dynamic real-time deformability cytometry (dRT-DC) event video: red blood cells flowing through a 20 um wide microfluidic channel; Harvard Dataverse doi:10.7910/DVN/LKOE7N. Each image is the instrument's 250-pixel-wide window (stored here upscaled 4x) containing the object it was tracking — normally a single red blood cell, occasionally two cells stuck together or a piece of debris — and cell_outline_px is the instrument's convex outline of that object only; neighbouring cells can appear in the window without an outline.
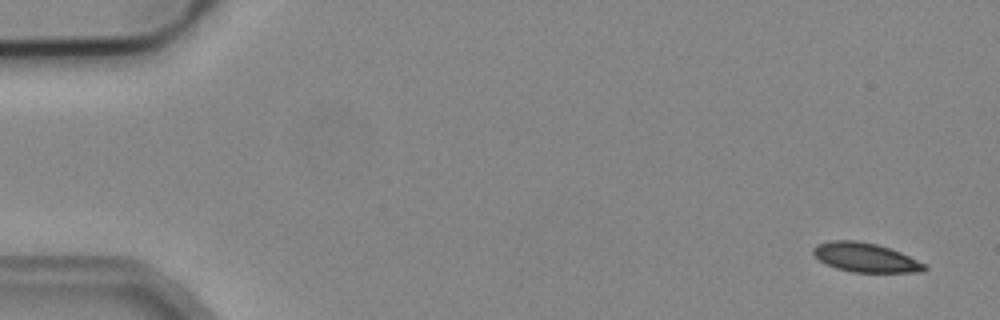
{"species": "common noctule bat (a hibernating species)", "species_latin": "Nyctalus noctula", "temperature_condition": "cold", "stored_images_in_passage": 4, "camera_frame_rate_fps": 3000, "um_per_image_px": 0.085, "animal": {"sex": "male", "body_mass_g": 19.2, "forearm_length_mm": 51.8}, "frame": {"image": 1, "passage_image": 1, "time_ms": 0.0, "image_size_px": [1000, 320], "cell_outline_px": [[928, 268], [924, 272], [852, 272], [836, 268], [820, 260], [812, 252], [812, 248], [816, 244], [832, 240], [856, 240], [876, 244], [900, 252], [924, 264]], "centroid_in_image_um": [73.54, 21.88], "position_along_channel_um": 11.5, "area_um2": 18.73}}
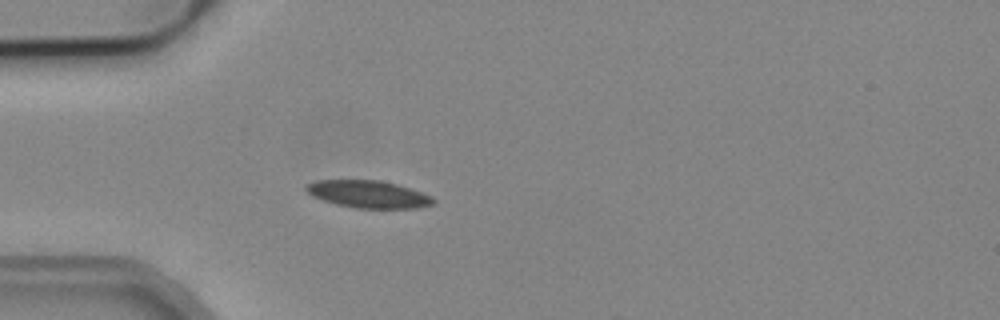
{"frame": {"image": 2, "passage_image": 4, "time_ms": 1.0, "image_size_px": [1000, 320], "cell_outline_px": [[436, 204], [416, 208], [356, 208], [336, 204], [312, 196], [304, 188], [308, 184], [316, 180], [380, 180], [396, 184], [432, 196], [436, 200]], "centroid_in_image_um": [31.33, 16.51], "position_along_channel_um": 53.7, "area_um2": 20.17}}